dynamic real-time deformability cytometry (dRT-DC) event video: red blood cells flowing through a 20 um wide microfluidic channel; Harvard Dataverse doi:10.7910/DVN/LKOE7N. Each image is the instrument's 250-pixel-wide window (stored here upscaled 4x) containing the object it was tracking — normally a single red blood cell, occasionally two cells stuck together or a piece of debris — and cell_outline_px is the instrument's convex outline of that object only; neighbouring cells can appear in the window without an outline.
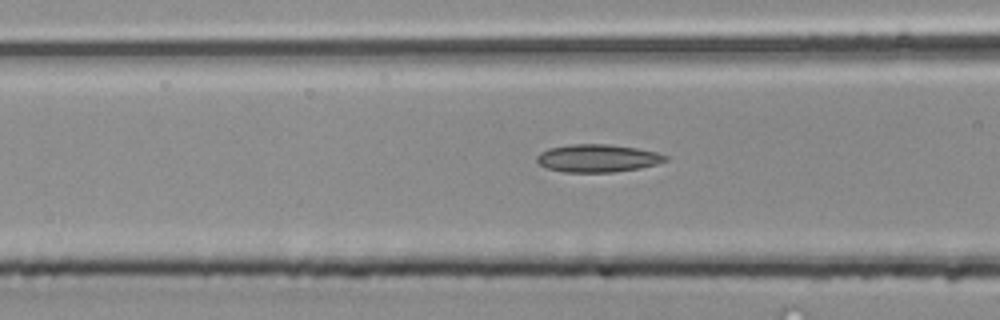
{"species": "common noctule bat (a hibernating species)", "species_latin": "Nyctalus noctula", "temperature_condition": "room temperature", "stored_images_in_passage": 36, "camera_frame_rate_fps": 3000, "um_per_image_px": 0.085, "animal": {"sex": "male", "body_mass_g": 20.4}, "frame": {"image": 1, "passage_image": 16, "time_ms": 5.0, "image_size_px": [1000, 320], "cell_outline_px": [[668, 160], [656, 164], [640, 168], [612, 172], [564, 172], [548, 168], [540, 164], [536, 160], [536, 156], [540, 152], [548, 148], [572, 144], [608, 144], [636, 148], [656, 152], [668, 156]], "centroid_in_image_um": [50.79, 13.44], "position_along_channel_um": 115.8, "area_um2": 20.75}}
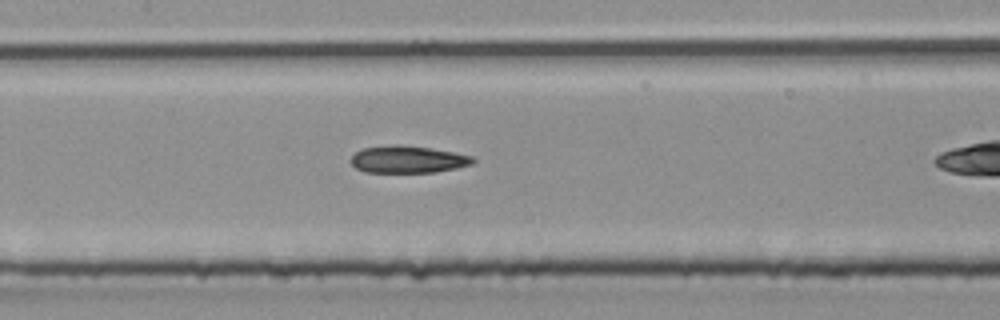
{"frame": {"image": 2, "passage_image": 20, "time_ms": 6.333, "image_size_px": [1000, 320], "cell_outline_px": [[476, 160], [472, 164], [456, 168], [436, 172], [364, 172], [356, 168], [348, 160], [356, 152], [364, 148], [432, 148], [472, 156]], "centroid_in_image_um": [34.7, 13.61], "position_along_channel_um": 172.7, "area_um2": 18.32}}
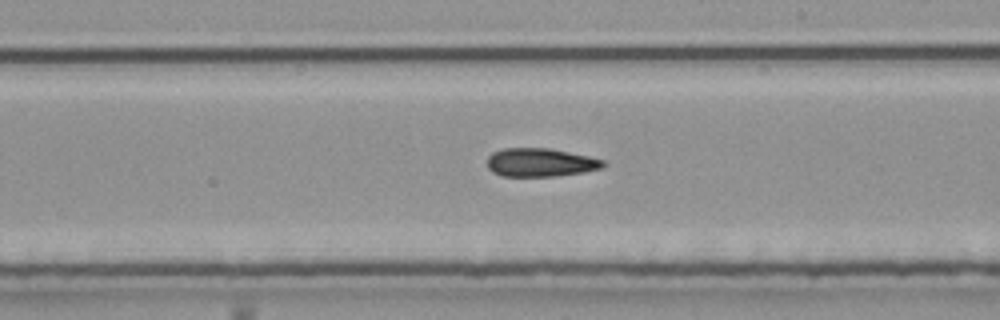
{"frame": {"image": 3, "passage_image": 25, "time_ms": 8.0, "image_size_px": [1000, 320], "cell_outline_px": [[608, 164], [604, 168], [584, 172], [556, 176], [500, 176], [492, 172], [488, 168], [488, 156], [492, 152], [504, 148], [552, 148], [588, 156], [604, 160]], "centroid_in_image_um": [45.96, 13.81], "position_along_channel_um": 243.0, "area_um2": 19.48}}